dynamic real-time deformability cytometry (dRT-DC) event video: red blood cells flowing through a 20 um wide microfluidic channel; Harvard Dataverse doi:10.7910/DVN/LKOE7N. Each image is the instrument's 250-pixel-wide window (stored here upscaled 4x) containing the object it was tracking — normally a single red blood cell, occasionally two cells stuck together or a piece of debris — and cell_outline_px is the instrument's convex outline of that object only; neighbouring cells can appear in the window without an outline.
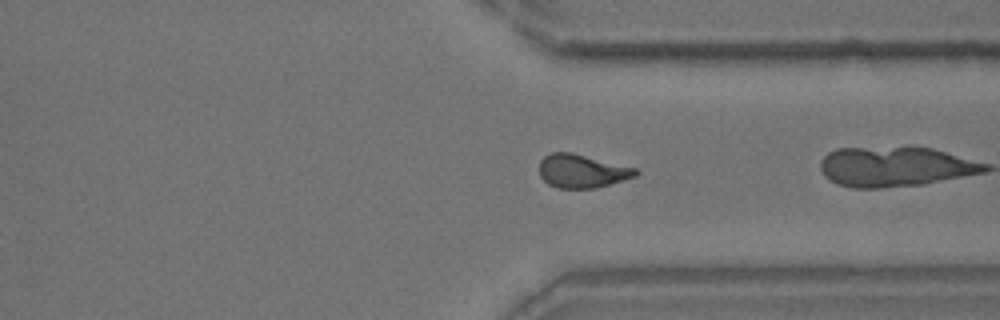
{"species": "common noctule bat (a hibernating species)", "species_latin": "Nyctalus noctula", "temperature_condition": "room temperature", "stored_images_in_passage": 40, "camera_frame_rate_fps": 3000, "um_per_image_px": 0.085, "animal": {"sex": "male", "body_mass_g": 18.8}, "frame": {"image": 1, "passage_image": 39, "time_ms": 12.667, "image_size_px": [1000, 320], "cell_outline_px": [[640, 172], [636, 176], [596, 188], [556, 188], [548, 184], [540, 176], [540, 160], [544, 156], [552, 152], [572, 152], [636, 168]], "centroid_in_image_um": [49.46, 14.54], "position_along_channel_um": 361.9, "area_um2": 18.79}}